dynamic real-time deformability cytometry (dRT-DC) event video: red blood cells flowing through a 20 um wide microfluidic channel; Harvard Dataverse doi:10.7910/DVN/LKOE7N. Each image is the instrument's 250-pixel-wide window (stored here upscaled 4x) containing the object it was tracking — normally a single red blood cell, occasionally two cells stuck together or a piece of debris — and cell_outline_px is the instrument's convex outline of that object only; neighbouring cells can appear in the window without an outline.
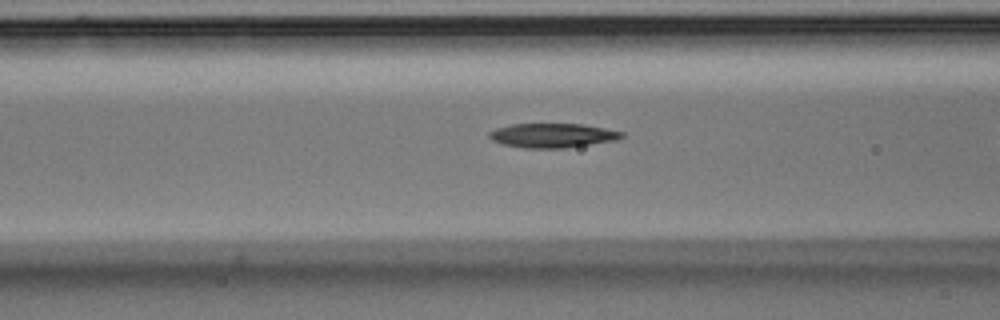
{"species": "Egyptian fruit bat (a non-hibernating species)", "species_latin": "Rousettus aegyptiacus", "temperature_condition": "room temperature", "stored_images_in_passage": 32, "camera_frame_rate_fps": 3000, "um_per_image_px": 0.085, "animal": {"sex": "male"}, "frame": {"image": 1, "passage_image": 10, "time_ms": 3.0, "image_size_px": [1000, 320], "cell_outline_px": [[624, 136], [616, 140], [564, 148], [524, 148], [504, 144], [492, 140], [488, 136], [488, 132], [496, 128], [512, 124], [580, 124], [604, 128], [624, 132]], "centroid_in_image_um": [46.95, 11.51], "position_along_channel_um": 119.7, "area_um2": 18.61}}
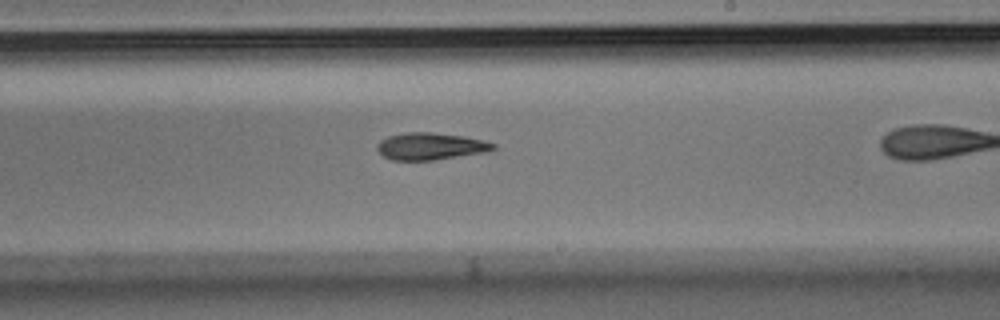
{"frame": {"image": 2, "passage_image": 21, "time_ms": 6.667, "image_size_px": [1000, 320], "cell_outline_px": [[496, 148], [488, 152], [432, 160], [392, 160], [384, 156], [376, 148], [376, 144], [380, 140], [388, 136], [408, 132], [432, 132], [464, 136], [484, 140], [496, 144]], "centroid_in_image_um": [36.61, 12.43], "position_along_channel_um": 252.4, "area_um2": 18.38}}
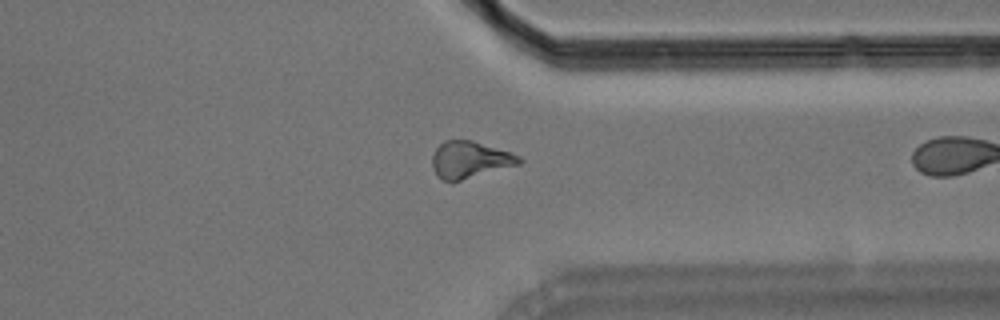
{"frame": {"image": 3, "passage_image": 31, "time_ms": 10.0, "image_size_px": [1000, 320], "cell_outline_px": [[524, 160], [520, 164], [460, 180], [444, 180], [436, 176], [432, 168], [432, 156], [436, 148], [444, 140], [472, 140], [520, 156]], "centroid_in_image_um": [39.91, 13.57], "position_along_channel_um": 371.5, "area_um2": 18.38}}